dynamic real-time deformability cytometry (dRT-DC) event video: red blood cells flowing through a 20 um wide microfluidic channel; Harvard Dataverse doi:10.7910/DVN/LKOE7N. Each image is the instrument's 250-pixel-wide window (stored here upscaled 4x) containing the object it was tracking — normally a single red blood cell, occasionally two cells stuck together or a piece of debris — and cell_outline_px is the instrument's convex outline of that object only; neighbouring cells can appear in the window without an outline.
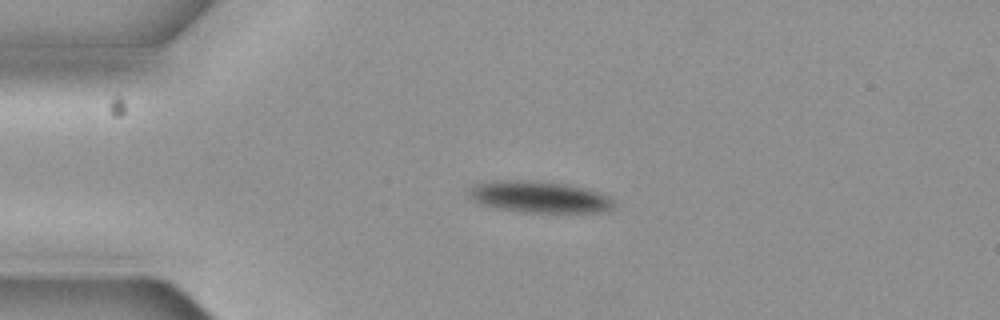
{"species": "common noctule bat (a hibernating species)", "species_latin": "Nyctalus noctula", "temperature_condition": "cold", "stored_images_in_passage": 2, "camera_frame_rate_fps": 3000, "um_per_image_px": 0.085, "animal": {"sex": "female", "body_mass_g": 19.3, "forearm_length_mm": 54.1}, "frame": {"image": 1, "passage_image": 1, "time_ms": 0.0, "image_size_px": [1000, 320], "cell_outline_px": [[616, 208], [608, 212], [520, 212], [496, 208], [472, 200], [468, 196], [468, 192], [476, 184], [492, 180], [536, 180], [564, 184], [596, 192], [608, 196], [616, 200]], "centroid_in_image_um": [45.87, 16.75], "position_along_channel_um": 39.1, "area_um2": 26.76}}